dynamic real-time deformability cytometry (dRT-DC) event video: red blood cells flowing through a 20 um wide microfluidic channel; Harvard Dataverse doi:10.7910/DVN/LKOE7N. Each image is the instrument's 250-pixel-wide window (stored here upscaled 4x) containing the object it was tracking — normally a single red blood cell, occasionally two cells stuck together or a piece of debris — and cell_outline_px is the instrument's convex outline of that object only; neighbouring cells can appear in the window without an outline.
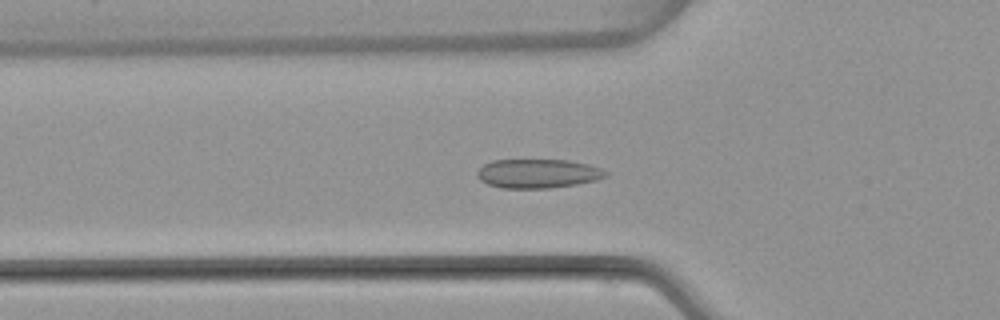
{"species": "common noctule bat (a hibernating species)", "species_latin": "Nyctalus noctula", "temperature_condition": "warm", "stored_images_in_passage": 49, "camera_frame_rate_fps": 3000, "um_per_image_px": 0.085, "animal": {"sex": "female", "body_mass_g": 22.7, "forearm_length_mm": 54.2}, "frame": {"image": 1, "passage_image": 15, "time_ms": 4.667, "image_size_px": [1000, 320], "cell_outline_px": [[608, 176], [596, 180], [576, 184], [548, 188], [500, 188], [488, 184], [480, 180], [476, 176], [476, 172], [484, 164], [492, 160], [568, 160], [588, 164], [600, 168], [608, 172]], "centroid_in_image_um": [45.71, 14.75], "position_along_channel_um": 80.1, "area_um2": 21.79}}
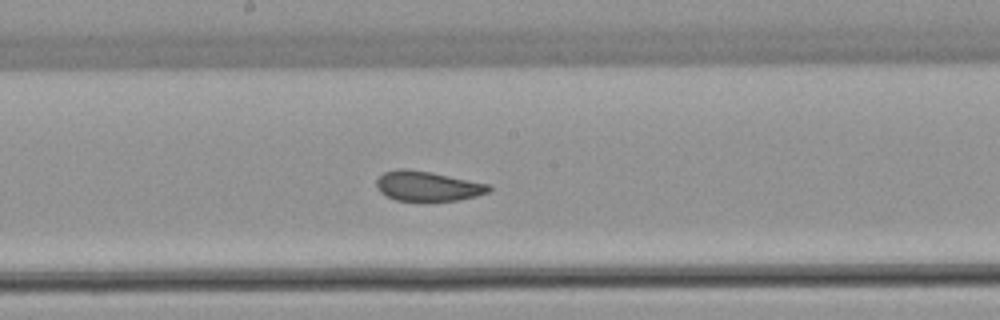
{"frame": {"image": 2, "passage_image": 25, "time_ms": 8.0, "image_size_px": [1000, 320], "cell_outline_px": [[492, 188], [488, 192], [476, 196], [460, 200], [396, 200], [380, 192], [376, 188], [376, 180], [384, 172], [396, 168], [408, 168], [432, 172], [488, 184]], "centroid_in_image_um": [36.32, 15.8], "position_along_channel_um": 211.9, "area_um2": 19.48}}
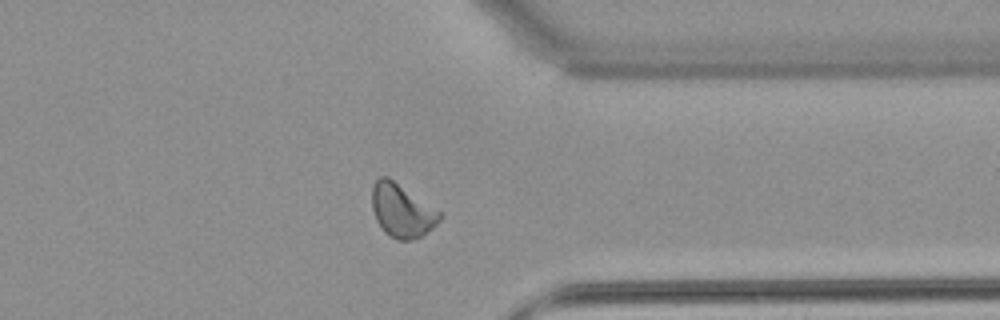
{"frame": {"image": 3, "passage_image": 38, "time_ms": 12.333, "image_size_px": [1000, 320], "cell_outline_px": [[444, 216], [424, 236], [412, 240], [396, 240], [384, 232], [376, 220], [372, 208], [372, 188], [376, 180], [380, 176], [388, 176], [444, 212]], "centroid_in_image_um": [34.21, 17.9], "position_along_channel_um": 377.2, "area_um2": 21.62}, "authors_computed_cell_mechanics": {"area_um2": 20.5768, "velocity_mm_per_s": 3.9421, "shape_relaxation_time_tau1_ms": null, "shape_relaxation_time_tau2_ms": 1.2776, "deformation_change_tau1": null, "deformation_change_tau2": 0.0519}}